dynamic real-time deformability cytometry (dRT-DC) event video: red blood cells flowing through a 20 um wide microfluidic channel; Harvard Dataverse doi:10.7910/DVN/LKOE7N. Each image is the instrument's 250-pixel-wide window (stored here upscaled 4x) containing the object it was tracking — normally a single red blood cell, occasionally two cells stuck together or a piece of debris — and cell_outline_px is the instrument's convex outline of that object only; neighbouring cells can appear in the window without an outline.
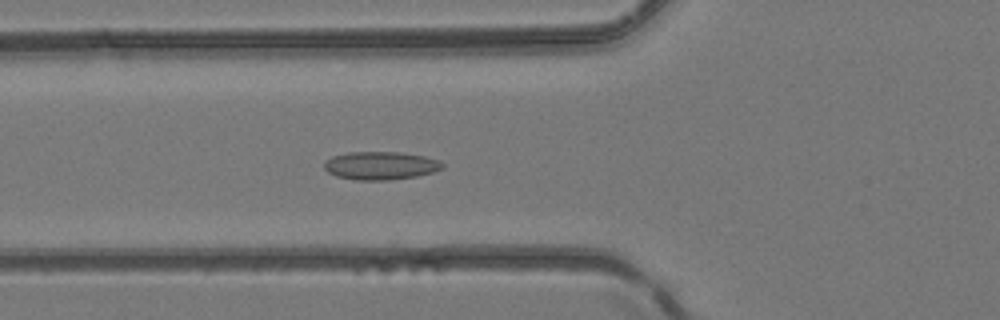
{"species": "common noctule bat (a hibernating species)", "species_latin": "Nyctalus noctula", "temperature_condition": "room temperature", "stored_images_in_passage": 7, "camera_frame_rate_fps": 3000, "um_per_image_px": 0.085, "animal": {"sex": "female", "body_mass_g": 24.6, "forearm_length_mm": 56.2}, "frame": {"image": 1, "passage_image": 7, "time_ms": 2.0, "image_size_px": [1000, 320], "cell_outline_px": [[444, 168], [432, 172], [416, 176], [388, 180], [356, 180], [336, 176], [328, 172], [324, 168], [324, 164], [332, 156], [348, 152], [400, 152], [424, 156], [440, 160], [444, 164]], "centroid_in_image_um": [32.37, 14.07], "position_along_channel_um": 93.4, "area_um2": 19.36}}